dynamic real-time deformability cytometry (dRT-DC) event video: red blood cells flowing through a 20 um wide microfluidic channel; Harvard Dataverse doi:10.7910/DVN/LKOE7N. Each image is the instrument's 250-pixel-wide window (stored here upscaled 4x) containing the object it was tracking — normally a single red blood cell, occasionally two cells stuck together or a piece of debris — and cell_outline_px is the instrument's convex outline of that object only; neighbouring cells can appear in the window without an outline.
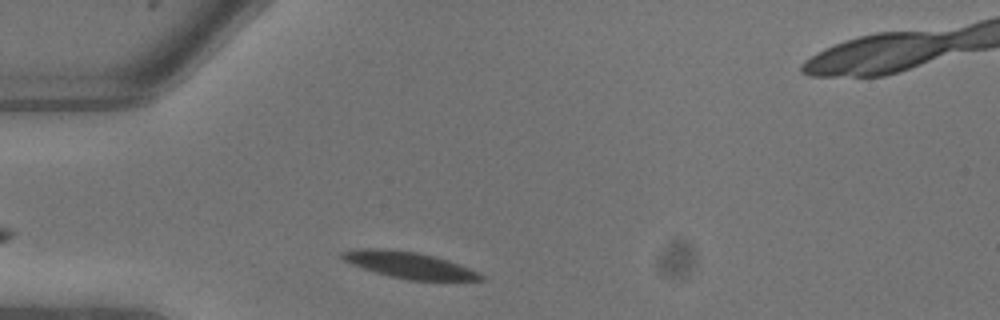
{"species": "common noctule bat (a hibernating species)", "species_latin": "Nyctalus noctula", "temperature_condition": "warm", "stored_images_in_passage": 3, "camera_frame_rate_fps": 3000, "um_per_image_px": 0.085, "animal": {"sex": "male", "body_mass_g": 13.3}, "frame": {"image": 1, "passage_image": 1, "time_ms": 0.0, "image_size_px": [1000, 320], "cell_outline_px": [[484, 280], [408, 280], [388, 276], [352, 264], [344, 260], [340, 256], [340, 252], [356, 248], [384, 248], [416, 252], [448, 260], [468, 268], [484, 276]], "centroid_in_image_um": [34.72, 22.52], "position_along_channel_um": 50.3, "area_um2": 21.1}}
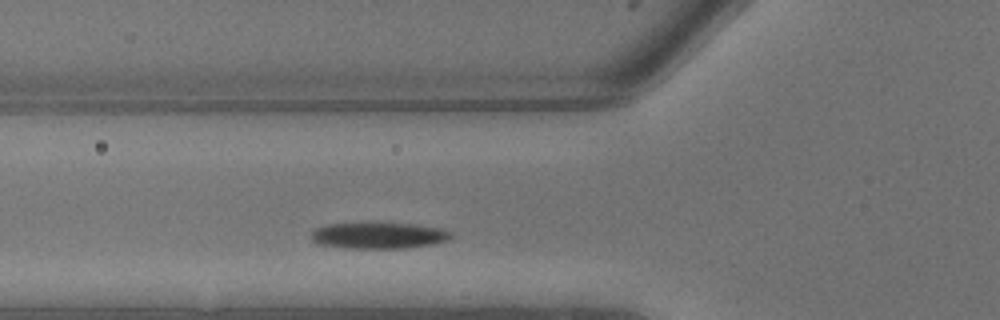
{"frame": {"image": 2, "passage_image": 3, "time_ms": 0.667, "image_size_px": [1000, 320], "cell_outline_px": [[452, 236], [448, 240], [432, 244], [404, 248], [348, 248], [320, 244], [312, 240], [308, 236], [316, 228], [328, 224], [372, 220], [412, 224], [444, 228], [452, 232]], "centroid_in_image_um": [32.17, 19.97], "position_along_channel_um": 93.6, "area_um2": 22.31}}